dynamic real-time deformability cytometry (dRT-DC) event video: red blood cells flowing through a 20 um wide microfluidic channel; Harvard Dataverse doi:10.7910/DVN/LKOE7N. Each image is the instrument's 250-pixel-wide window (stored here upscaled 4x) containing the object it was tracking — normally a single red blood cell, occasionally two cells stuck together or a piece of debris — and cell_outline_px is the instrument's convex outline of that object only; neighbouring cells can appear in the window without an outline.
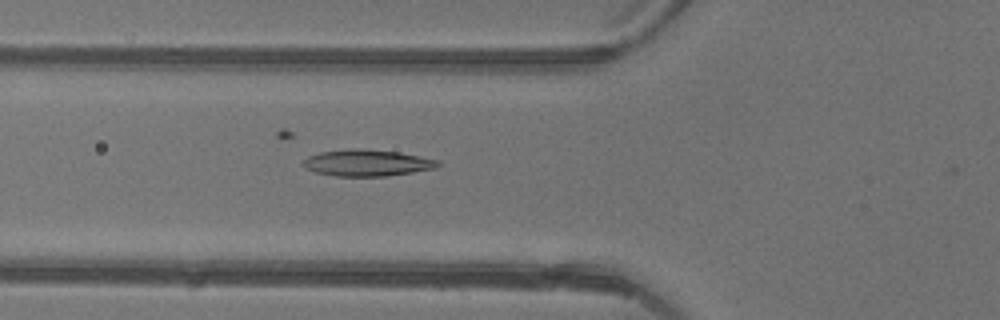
{"species": "common noctule bat (a hibernating species)", "species_latin": "Nyctalus noctula", "temperature_condition": "warm", "stored_images_in_passage": 34, "camera_frame_rate_fps": 3000, "um_per_image_px": 0.085, "animal": {"sex": "female"}, "frame": {"image": 1, "passage_image": 4, "time_ms": 1.0, "image_size_px": [1000, 320], "cell_outline_px": [[440, 164], [436, 168], [388, 176], [336, 176], [316, 172], [304, 168], [304, 160], [308, 156], [320, 152], [352, 148], [356, 148], [400, 152], [440, 160]], "centroid_in_image_um": [31.22, 13.84], "position_along_channel_um": 94.6, "area_um2": 20.81}}
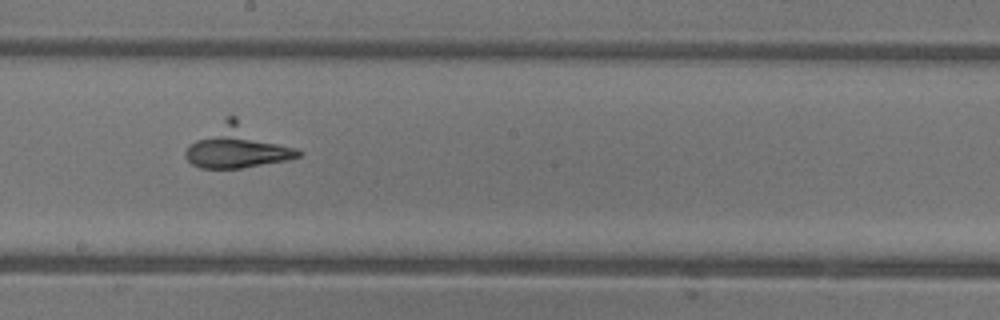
{"frame": {"image": 2, "passage_image": 13, "time_ms": 4.0, "image_size_px": [1000, 320], "cell_outline_px": [[304, 152], [300, 156], [288, 160], [240, 168], [200, 168], [192, 164], [184, 156], [184, 152], [196, 140], [224, 116], [236, 116]], "centroid_in_image_um": [20.23, 12.45], "position_along_channel_um": 228.0, "area_um2": 27.98}}
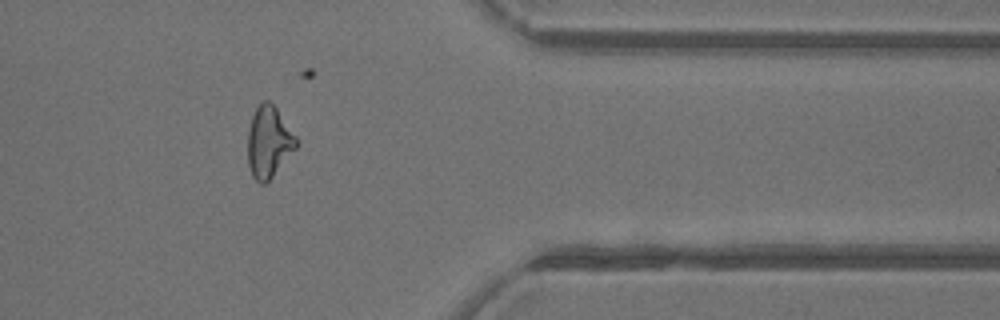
{"frame": {"image": 3, "passage_image": 25, "time_ms": 8.0, "image_size_px": [1000, 320], "cell_outline_px": [[296, 148], [272, 176], [264, 184], [260, 184], [252, 176], [248, 164], [248, 132], [252, 116], [256, 108], [264, 100], [268, 100], [276, 108], [296, 136]], "centroid_in_image_um": [22.83, 12.07], "position_along_channel_um": 388.6, "area_um2": 19.77}}